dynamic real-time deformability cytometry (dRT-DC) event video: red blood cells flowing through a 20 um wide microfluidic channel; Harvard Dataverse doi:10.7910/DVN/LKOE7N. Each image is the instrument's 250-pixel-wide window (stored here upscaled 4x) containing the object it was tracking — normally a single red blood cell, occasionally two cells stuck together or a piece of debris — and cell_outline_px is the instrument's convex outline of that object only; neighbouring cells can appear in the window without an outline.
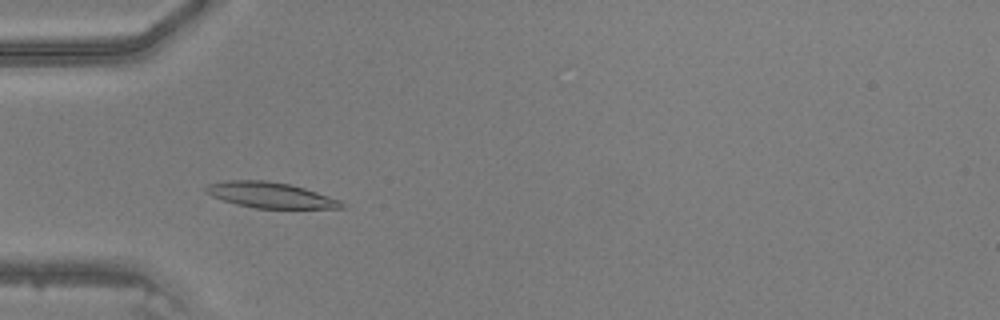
{"species": "common noctule bat (a hibernating species)", "species_latin": "Nyctalus noctula", "temperature_condition": "warm", "stored_images_in_passage": 45, "camera_frame_rate_fps": 3000, "um_per_image_px": 0.085, "animal": {"sex": "male", "body_mass_g": 20.5, "forearm_length_mm": 52.5}, "frame": {"image": 1, "passage_image": 13, "time_ms": 4.0, "image_size_px": [1000, 320], "cell_outline_px": [[348, 208], [256, 208], [236, 204], [212, 196], [204, 192], [204, 188], [208, 184], [224, 180], [264, 180], [288, 184], [304, 188], [340, 200]], "centroid_in_image_um": [22.95, 16.58], "position_along_channel_um": 62.0, "area_um2": 20.17}}
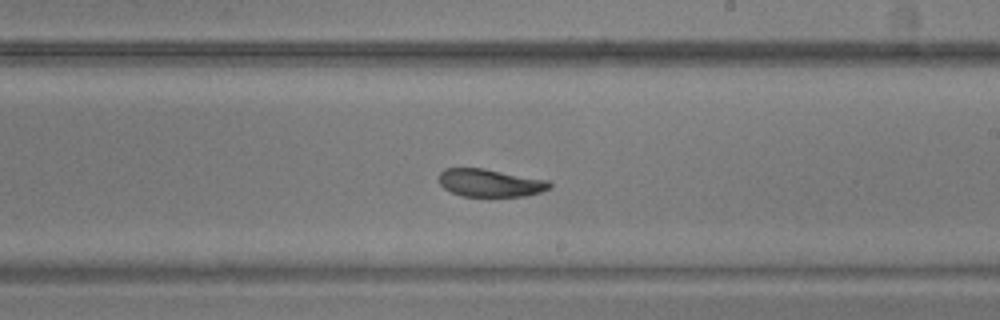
{"frame": {"image": 2, "passage_image": 26, "time_ms": 8.333, "image_size_px": [1000, 320], "cell_outline_px": [[552, 188], [528, 196], [460, 196], [444, 188], [440, 184], [440, 172], [444, 168], [484, 168], [548, 180], [552, 184]], "centroid_in_image_um": [41.69, 15.54], "position_along_channel_um": 247.3, "area_um2": 17.98}}
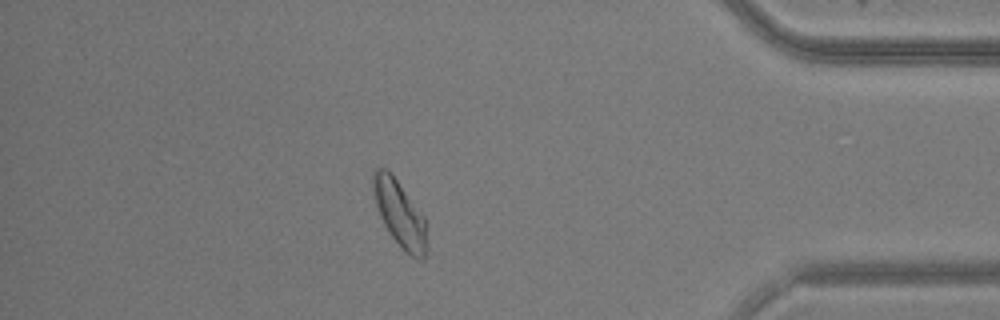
{"frame": {"image": 3, "passage_image": 39, "time_ms": 12.667, "image_size_px": [1000, 320], "cell_outline_px": [[428, 248], [424, 260], [412, 256], [404, 252], [400, 248], [388, 232], [380, 216], [376, 204], [372, 188], [372, 172], [376, 168], [388, 168], [424, 216], [428, 224]], "centroid_in_image_um": [34.01, 18.2], "position_along_channel_um": 401.2, "area_um2": 21.33}}